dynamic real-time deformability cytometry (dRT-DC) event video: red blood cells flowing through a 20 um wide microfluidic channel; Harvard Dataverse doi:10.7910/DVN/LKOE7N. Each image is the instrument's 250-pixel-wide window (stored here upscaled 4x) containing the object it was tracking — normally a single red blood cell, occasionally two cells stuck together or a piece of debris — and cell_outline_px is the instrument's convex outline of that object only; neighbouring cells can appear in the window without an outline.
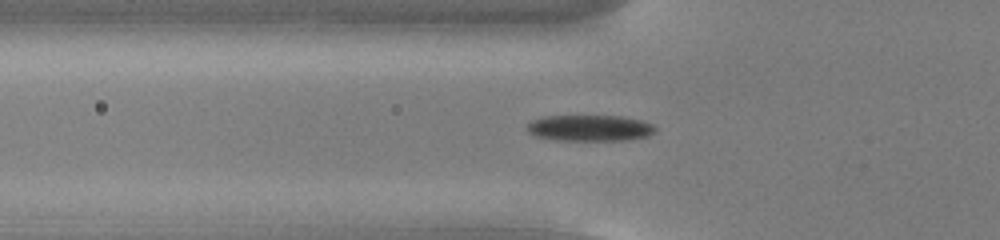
{"species": "common noctule bat (a hibernating species)", "species_latin": "Nyctalus noctula", "temperature_condition": "cold", "stored_images_in_passage": 50, "camera_frame_rate_fps": 3000, "um_per_image_px": 0.085, "animal": {"sex": "male", "body_mass_g": 13.0, "forearm_length_mm": 53.1}, "frame": {"image": 1, "passage_image": 14, "time_ms": 4.333, "image_size_px": [1000, 240], "cell_outline_px": [[656, 128], [648, 136], [628, 140], [560, 140], [536, 136], [528, 132], [528, 124], [532, 120], [544, 116], [620, 116], [644, 120], [652, 124]], "centroid_in_image_um": [50.16, 10.87], "position_along_channel_um": 75.6, "area_um2": 19.42}}
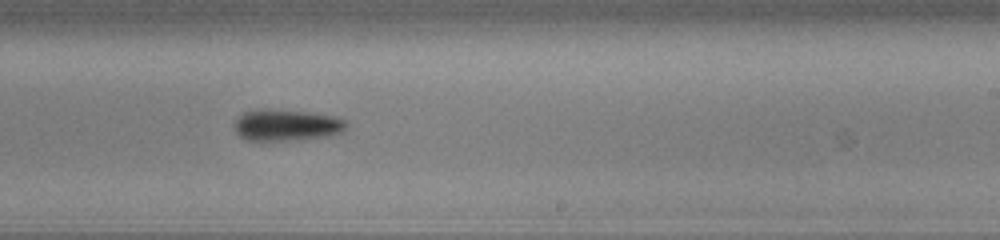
{"frame": {"image": 2, "passage_image": 29, "time_ms": 9.333, "image_size_px": [1000, 240], "cell_outline_px": [[348, 124], [340, 132], [328, 136], [284, 140], [248, 140], [240, 136], [236, 132], [236, 120], [244, 112], [260, 108], [264, 108], [308, 112], [332, 116], [344, 120]], "centroid_in_image_um": [24.33, 10.62], "position_along_channel_um": 264.7, "area_um2": 20.11}}
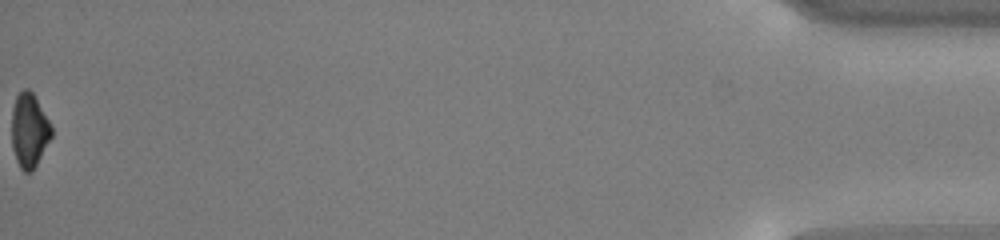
{"frame": {"image": 3, "passage_image": 50, "time_ms": 16.333, "image_size_px": [1000, 240], "cell_outline_px": [[52, 136], [36, 164], [28, 172], [24, 172], [20, 168], [16, 160], [12, 148], [12, 108], [16, 96], [24, 88], [28, 88], [32, 92], [48, 120], [52, 128]], "centroid_in_image_um": [2.46, 11.07], "position_along_channel_um": 432.7, "area_um2": 16.88}, "authors_computed_cell_mechanics": {"area_um2": 19.3052, "velocity_mm_per_s": 3.7807, "shape_relaxation_time_tau1_ms": 4.7172, "shape_relaxation_time_tau2_ms": null, "deformation_change_tau1": 0.1837, "deformation_change_tau2": null}}